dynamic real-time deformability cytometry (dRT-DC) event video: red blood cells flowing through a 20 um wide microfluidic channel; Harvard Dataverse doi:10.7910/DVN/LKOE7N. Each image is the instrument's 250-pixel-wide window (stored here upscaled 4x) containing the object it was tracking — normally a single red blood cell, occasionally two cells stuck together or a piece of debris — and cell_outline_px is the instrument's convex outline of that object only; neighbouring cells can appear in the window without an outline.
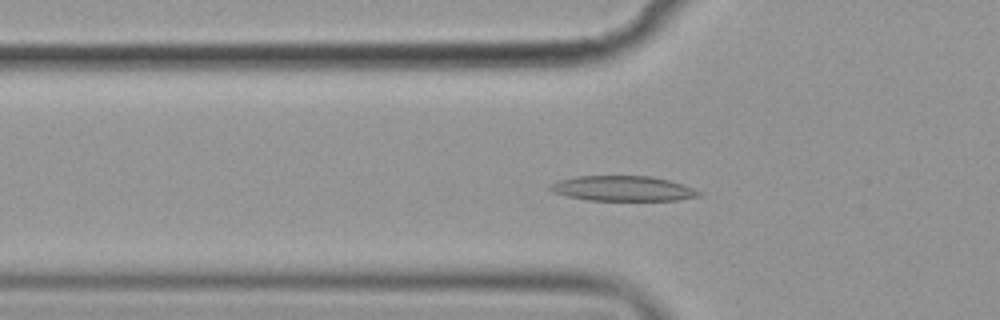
{"species": "common noctule bat (a hibernating species)", "species_latin": "Nyctalus noctula", "temperature_condition": "cold", "stored_images_in_passage": 42, "camera_frame_rate_fps": 3000, "um_per_image_px": 0.085, "animal": {"sex": "female", "body_mass_g": 19.9}, "frame": {"image": 1, "passage_image": 19, "time_ms": 6.0, "image_size_px": [1000, 320], "cell_outline_px": [[704, 196], [676, 200], [588, 200], [568, 196], [552, 192], [548, 188], [548, 184], [556, 180], [576, 176], [652, 176], [668, 180], [692, 188], [700, 192]], "centroid_in_image_um": [52.89, 16.02], "position_along_channel_um": 72.9, "area_um2": 21.79}}
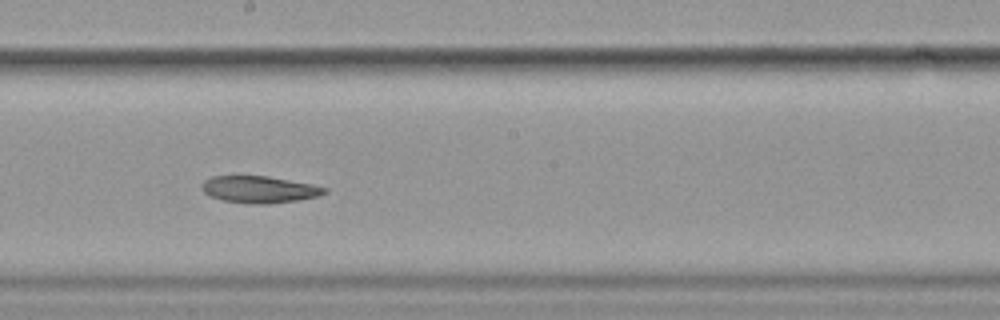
{"frame": {"image": 2, "passage_image": 32, "time_ms": 10.333, "image_size_px": [1000, 320], "cell_outline_px": [[328, 192], [316, 196], [296, 200], [264, 204], [252, 204], [224, 200], [208, 196], [200, 188], [200, 184], [204, 180], [212, 176], [268, 176], [312, 184], [328, 188]], "centroid_in_image_um": [22.0, 16.09], "position_along_channel_um": 226.2, "area_um2": 19.19}}
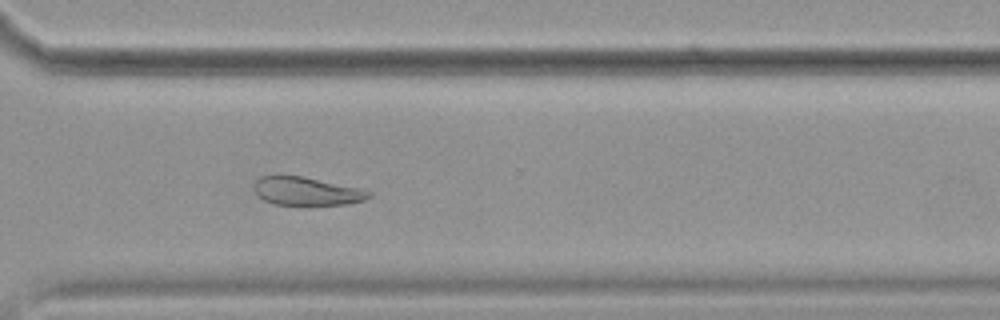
{"frame": {"image": 3, "passage_image": 42, "time_ms": 13.667, "image_size_px": [1000, 320], "cell_outline_px": [[372, 196], [364, 200], [348, 204], [272, 204], [264, 200], [252, 188], [252, 184], [260, 176], [304, 176], [360, 188], [372, 192]], "centroid_in_image_um": [26.06, 16.24], "position_along_channel_um": 344.5, "area_um2": 18.84}}